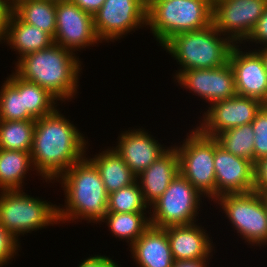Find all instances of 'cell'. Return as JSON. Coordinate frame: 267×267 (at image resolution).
Wrapping results in <instances>:
<instances>
[{
  "instance_id": "30bf717a",
  "label": "cell",
  "mask_w": 267,
  "mask_h": 267,
  "mask_svg": "<svg viewBox=\"0 0 267 267\" xmlns=\"http://www.w3.org/2000/svg\"><path fill=\"white\" fill-rule=\"evenodd\" d=\"M93 20L97 37L101 42H115L124 38L126 34L147 26L145 2L105 0L102 7L93 15Z\"/></svg>"
},
{
  "instance_id": "5b68a950",
  "label": "cell",
  "mask_w": 267,
  "mask_h": 267,
  "mask_svg": "<svg viewBox=\"0 0 267 267\" xmlns=\"http://www.w3.org/2000/svg\"><path fill=\"white\" fill-rule=\"evenodd\" d=\"M212 12L209 0H164L147 10V28L163 46L175 35L211 25Z\"/></svg>"
},
{
  "instance_id": "484cf974",
  "label": "cell",
  "mask_w": 267,
  "mask_h": 267,
  "mask_svg": "<svg viewBox=\"0 0 267 267\" xmlns=\"http://www.w3.org/2000/svg\"><path fill=\"white\" fill-rule=\"evenodd\" d=\"M0 87V120H34L24 111L23 94H20V77L13 72Z\"/></svg>"
},
{
  "instance_id": "7c38bea8",
  "label": "cell",
  "mask_w": 267,
  "mask_h": 267,
  "mask_svg": "<svg viewBox=\"0 0 267 267\" xmlns=\"http://www.w3.org/2000/svg\"><path fill=\"white\" fill-rule=\"evenodd\" d=\"M260 100L240 95L206 106L196 129L205 136L215 138L225 130L250 124L264 106Z\"/></svg>"
},
{
  "instance_id": "ffe728a7",
  "label": "cell",
  "mask_w": 267,
  "mask_h": 267,
  "mask_svg": "<svg viewBox=\"0 0 267 267\" xmlns=\"http://www.w3.org/2000/svg\"><path fill=\"white\" fill-rule=\"evenodd\" d=\"M137 267H172L173 256L165 228L150 226L131 246Z\"/></svg>"
},
{
  "instance_id": "8fae6325",
  "label": "cell",
  "mask_w": 267,
  "mask_h": 267,
  "mask_svg": "<svg viewBox=\"0 0 267 267\" xmlns=\"http://www.w3.org/2000/svg\"><path fill=\"white\" fill-rule=\"evenodd\" d=\"M267 7V0H221L213 5L212 23L234 44H243Z\"/></svg>"
},
{
  "instance_id": "f546056e",
  "label": "cell",
  "mask_w": 267,
  "mask_h": 267,
  "mask_svg": "<svg viewBox=\"0 0 267 267\" xmlns=\"http://www.w3.org/2000/svg\"><path fill=\"white\" fill-rule=\"evenodd\" d=\"M149 206L145 203L141 188L135 180L111 194H108L107 212L136 213L149 212Z\"/></svg>"
},
{
  "instance_id": "7402d4cb",
  "label": "cell",
  "mask_w": 267,
  "mask_h": 267,
  "mask_svg": "<svg viewBox=\"0 0 267 267\" xmlns=\"http://www.w3.org/2000/svg\"><path fill=\"white\" fill-rule=\"evenodd\" d=\"M89 159L98 168L107 194H111L136 180V176L114 150L113 146Z\"/></svg>"
},
{
  "instance_id": "1f68e13d",
  "label": "cell",
  "mask_w": 267,
  "mask_h": 267,
  "mask_svg": "<svg viewBox=\"0 0 267 267\" xmlns=\"http://www.w3.org/2000/svg\"><path fill=\"white\" fill-rule=\"evenodd\" d=\"M7 229L0 224V267L8 265L12 257L17 256L20 243Z\"/></svg>"
},
{
  "instance_id": "5bb4252c",
  "label": "cell",
  "mask_w": 267,
  "mask_h": 267,
  "mask_svg": "<svg viewBox=\"0 0 267 267\" xmlns=\"http://www.w3.org/2000/svg\"><path fill=\"white\" fill-rule=\"evenodd\" d=\"M175 81L181 88L205 100L208 106L237 94L234 72L229 62L217 68L184 70Z\"/></svg>"
},
{
  "instance_id": "d590c367",
  "label": "cell",
  "mask_w": 267,
  "mask_h": 267,
  "mask_svg": "<svg viewBox=\"0 0 267 267\" xmlns=\"http://www.w3.org/2000/svg\"><path fill=\"white\" fill-rule=\"evenodd\" d=\"M12 12V0H0V44L2 43L9 15Z\"/></svg>"
},
{
  "instance_id": "e575fe53",
  "label": "cell",
  "mask_w": 267,
  "mask_h": 267,
  "mask_svg": "<svg viewBox=\"0 0 267 267\" xmlns=\"http://www.w3.org/2000/svg\"><path fill=\"white\" fill-rule=\"evenodd\" d=\"M78 267H121V265H118L116 261L109 256L97 254L83 259Z\"/></svg>"
},
{
  "instance_id": "ac0fdd59",
  "label": "cell",
  "mask_w": 267,
  "mask_h": 267,
  "mask_svg": "<svg viewBox=\"0 0 267 267\" xmlns=\"http://www.w3.org/2000/svg\"><path fill=\"white\" fill-rule=\"evenodd\" d=\"M203 228L197 223L165 228L174 260L212 258L214 243Z\"/></svg>"
},
{
  "instance_id": "ba28073f",
  "label": "cell",
  "mask_w": 267,
  "mask_h": 267,
  "mask_svg": "<svg viewBox=\"0 0 267 267\" xmlns=\"http://www.w3.org/2000/svg\"><path fill=\"white\" fill-rule=\"evenodd\" d=\"M202 197L205 198L179 172L166 191L149 207L151 226L166 228L196 223Z\"/></svg>"
},
{
  "instance_id": "277c9868",
  "label": "cell",
  "mask_w": 267,
  "mask_h": 267,
  "mask_svg": "<svg viewBox=\"0 0 267 267\" xmlns=\"http://www.w3.org/2000/svg\"><path fill=\"white\" fill-rule=\"evenodd\" d=\"M223 36L212 23L204 29L171 37L162 49L179 62L180 69L175 72L173 78L184 70L210 69L227 64L235 44Z\"/></svg>"
},
{
  "instance_id": "e0dca14e",
  "label": "cell",
  "mask_w": 267,
  "mask_h": 267,
  "mask_svg": "<svg viewBox=\"0 0 267 267\" xmlns=\"http://www.w3.org/2000/svg\"><path fill=\"white\" fill-rule=\"evenodd\" d=\"M134 129V130H133ZM122 131L118 136L114 150L120 155L132 173L137 177L169 148L163 146L156 137L145 131V128H133Z\"/></svg>"
},
{
  "instance_id": "7a4b0ae2",
  "label": "cell",
  "mask_w": 267,
  "mask_h": 267,
  "mask_svg": "<svg viewBox=\"0 0 267 267\" xmlns=\"http://www.w3.org/2000/svg\"><path fill=\"white\" fill-rule=\"evenodd\" d=\"M56 181L65 195L64 206H57L59 224L80 219L99 224L106 216L108 194L98 168L88 157L73 164Z\"/></svg>"
},
{
  "instance_id": "8d00e7d4",
  "label": "cell",
  "mask_w": 267,
  "mask_h": 267,
  "mask_svg": "<svg viewBox=\"0 0 267 267\" xmlns=\"http://www.w3.org/2000/svg\"><path fill=\"white\" fill-rule=\"evenodd\" d=\"M86 13L94 15L103 5L105 0H70Z\"/></svg>"
},
{
  "instance_id": "f1b7e54d",
  "label": "cell",
  "mask_w": 267,
  "mask_h": 267,
  "mask_svg": "<svg viewBox=\"0 0 267 267\" xmlns=\"http://www.w3.org/2000/svg\"><path fill=\"white\" fill-rule=\"evenodd\" d=\"M254 131L252 124L241 125L219 133L215 139L229 153L254 163Z\"/></svg>"
},
{
  "instance_id": "83f0119b",
  "label": "cell",
  "mask_w": 267,
  "mask_h": 267,
  "mask_svg": "<svg viewBox=\"0 0 267 267\" xmlns=\"http://www.w3.org/2000/svg\"><path fill=\"white\" fill-rule=\"evenodd\" d=\"M20 94H23L24 111L34 119H39L53 113L58 100L45 88L20 77Z\"/></svg>"
},
{
  "instance_id": "cb8c5ba5",
  "label": "cell",
  "mask_w": 267,
  "mask_h": 267,
  "mask_svg": "<svg viewBox=\"0 0 267 267\" xmlns=\"http://www.w3.org/2000/svg\"><path fill=\"white\" fill-rule=\"evenodd\" d=\"M12 12L24 23L36 26L53 38L56 31V3L47 0H12Z\"/></svg>"
},
{
  "instance_id": "60d3db41",
  "label": "cell",
  "mask_w": 267,
  "mask_h": 267,
  "mask_svg": "<svg viewBox=\"0 0 267 267\" xmlns=\"http://www.w3.org/2000/svg\"><path fill=\"white\" fill-rule=\"evenodd\" d=\"M259 194H261V195H262V197H263V200H264V202H265V205H266V208H267V193H259Z\"/></svg>"
},
{
  "instance_id": "836d02e7",
  "label": "cell",
  "mask_w": 267,
  "mask_h": 267,
  "mask_svg": "<svg viewBox=\"0 0 267 267\" xmlns=\"http://www.w3.org/2000/svg\"><path fill=\"white\" fill-rule=\"evenodd\" d=\"M254 191L267 193V156L254 164Z\"/></svg>"
},
{
  "instance_id": "b9f144b4",
  "label": "cell",
  "mask_w": 267,
  "mask_h": 267,
  "mask_svg": "<svg viewBox=\"0 0 267 267\" xmlns=\"http://www.w3.org/2000/svg\"><path fill=\"white\" fill-rule=\"evenodd\" d=\"M221 0H209L210 4L213 6L214 4H216L217 2H219Z\"/></svg>"
},
{
  "instance_id": "9a60e30c",
  "label": "cell",
  "mask_w": 267,
  "mask_h": 267,
  "mask_svg": "<svg viewBox=\"0 0 267 267\" xmlns=\"http://www.w3.org/2000/svg\"><path fill=\"white\" fill-rule=\"evenodd\" d=\"M235 44L229 56L237 95L255 98L267 105V73L262 55L255 49L243 50Z\"/></svg>"
},
{
  "instance_id": "d4e9b609",
  "label": "cell",
  "mask_w": 267,
  "mask_h": 267,
  "mask_svg": "<svg viewBox=\"0 0 267 267\" xmlns=\"http://www.w3.org/2000/svg\"><path fill=\"white\" fill-rule=\"evenodd\" d=\"M147 213L149 215V212H107L100 224L106 223L112 236L125 240L130 247L151 226Z\"/></svg>"
},
{
  "instance_id": "52a82bcc",
  "label": "cell",
  "mask_w": 267,
  "mask_h": 267,
  "mask_svg": "<svg viewBox=\"0 0 267 267\" xmlns=\"http://www.w3.org/2000/svg\"><path fill=\"white\" fill-rule=\"evenodd\" d=\"M176 146L179 172L211 202L217 199L214 168V138L202 135L195 127ZM182 143V144H181Z\"/></svg>"
},
{
  "instance_id": "4fadbf2b",
  "label": "cell",
  "mask_w": 267,
  "mask_h": 267,
  "mask_svg": "<svg viewBox=\"0 0 267 267\" xmlns=\"http://www.w3.org/2000/svg\"><path fill=\"white\" fill-rule=\"evenodd\" d=\"M53 39L54 43L74 54L102 43L94 28L93 15L70 0L56 3V31Z\"/></svg>"
},
{
  "instance_id": "d6a6232c",
  "label": "cell",
  "mask_w": 267,
  "mask_h": 267,
  "mask_svg": "<svg viewBox=\"0 0 267 267\" xmlns=\"http://www.w3.org/2000/svg\"><path fill=\"white\" fill-rule=\"evenodd\" d=\"M246 42L249 44H252L254 42L256 46L259 43L262 47H259L258 44V49L267 46V7L264 10L262 16L257 21V24L254 27L252 33L243 43V45L247 44Z\"/></svg>"
},
{
  "instance_id": "ab89813d",
  "label": "cell",
  "mask_w": 267,
  "mask_h": 267,
  "mask_svg": "<svg viewBox=\"0 0 267 267\" xmlns=\"http://www.w3.org/2000/svg\"><path fill=\"white\" fill-rule=\"evenodd\" d=\"M164 0H144L146 10H148L153 4Z\"/></svg>"
},
{
  "instance_id": "6da1fadb",
  "label": "cell",
  "mask_w": 267,
  "mask_h": 267,
  "mask_svg": "<svg viewBox=\"0 0 267 267\" xmlns=\"http://www.w3.org/2000/svg\"><path fill=\"white\" fill-rule=\"evenodd\" d=\"M70 121L59 108L36 119L30 153L37 175L45 182L57 183L60 175L87 155L88 139Z\"/></svg>"
},
{
  "instance_id": "3957f363",
  "label": "cell",
  "mask_w": 267,
  "mask_h": 267,
  "mask_svg": "<svg viewBox=\"0 0 267 267\" xmlns=\"http://www.w3.org/2000/svg\"><path fill=\"white\" fill-rule=\"evenodd\" d=\"M82 62L76 54L54 43L21 58L14 67L22 79L45 88L58 101H72L78 94Z\"/></svg>"
},
{
  "instance_id": "8992f818",
  "label": "cell",
  "mask_w": 267,
  "mask_h": 267,
  "mask_svg": "<svg viewBox=\"0 0 267 267\" xmlns=\"http://www.w3.org/2000/svg\"><path fill=\"white\" fill-rule=\"evenodd\" d=\"M0 224L20 241L21 235L59 224L57 205L23 189L0 191Z\"/></svg>"
},
{
  "instance_id": "7bdbcfd3",
  "label": "cell",
  "mask_w": 267,
  "mask_h": 267,
  "mask_svg": "<svg viewBox=\"0 0 267 267\" xmlns=\"http://www.w3.org/2000/svg\"><path fill=\"white\" fill-rule=\"evenodd\" d=\"M47 1H52V2L57 3V2H61V1H69V0H47Z\"/></svg>"
},
{
  "instance_id": "74e56055",
  "label": "cell",
  "mask_w": 267,
  "mask_h": 267,
  "mask_svg": "<svg viewBox=\"0 0 267 267\" xmlns=\"http://www.w3.org/2000/svg\"><path fill=\"white\" fill-rule=\"evenodd\" d=\"M210 259L174 260L172 267H207Z\"/></svg>"
},
{
  "instance_id": "f35d334b",
  "label": "cell",
  "mask_w": 267,
  "mask_h": 267,
  "mask_svg": "<svg viewBox=\"0 0 267 267\" xmlns=\"http://www.w3.org/2000/svg\"><path fill=\"white\" fill-rule=\"evenodd\" d=\"M256 50L262 55L265 71L267 73V46Z\"/></svg>"
},
{
  "instance_id": "4dcf8cb0",
  "label": "cell",
  "mask_w": 267,
  "mask_h": 267,
  "mask_svg": "<svg viewBox=\"0 0 267 267\" xmlns=\"http://www.w3.org/2000/svg\"><path fill=\"white\" fill-rule=\"evenodd\" d=\"M254 131V164L267 156V105H264L251 122Z\"/></svg>"
},
{
  "instance_id": "2e32d148",
  "label": "cell",
  "mask_w": 267,
  "mask_h": 267,
  "mask_svg": "<svg viewBox=\"0 0 267 267\" xmlns=\"http://www.w3.org/2000/svg\"><path fill=\"white\" fill-rule=\"evenodd\" d=\"M214 168L217 198L223 194L254 191V163L229 153L215 138Z\"/></svg>"
},
{
  "instance_id": "603a6c76",
  "label": "cell",
  "mask_w": 267,
  "mask_h": 267,
  "mask_svg": "<svg viewBox=\"0 0 267 267\" xmlns=\"http://www.w3.org/2000/svg\"><path fill=\"white\" fill-rule=\"evenodd\" d=\"M30 170L35 171L30 151L0 149V191L24 189Z\"/></svg>"
},
{
  "instance_id": "d6986e66",
  "label": "cell",
  "mask_w": 267,
  "mask_h": 267,
  "mask_svg": "<svg viewBox=\"0 0 267 267\" xmlns=\"http://www.w3.org/2000/svg\"><path fill=\"white\" fill-rule=\"evenodd\" d=\"M179 173V156L174 146L161 155L136 180L145 203L150 207L168 188Z\"/></svg>"
},
{
  "instance_id": "44dd1931",
  "label": "cell",
  "mask_w": 267,
  "mask_h": 267,
  "mask_svg": "<svg viewBox=\"0 0 267 267\" xmlns=\"http://www.w3.org/2000/svg\"><path fill=\"white\" fill-rule=\"evenodd\" d=\"M2 42L18 53L16 64L24 56L50 47L54 39L44 30L22 22L11 12Z\"/></svg>"
},
{
  "instance_id": "4316f807",
  "label": "cell",
  "mask_w": 267,
  "mask_h": 267,
  "mask_svg": "<svg viewBox=\"0 0 267 267\" xmlns=\"http://www.w3.org/2000/svg\"><path fill=\"white\" fill-rule=\"evenodd\" d=\"M36 120H0V149L31 151Z\"/></svg>"
},
{
  "instance_id": "9c48e42d",
  "label": "cell",
  "mask_w": 267,
  "mask_h": 267,
  "mask_svg": "<svg viewBox=\"0 0 267 267\" xmlns=\"http://www.w3.org/2000/svg\"><path fill=\"white\" fill-rule=\"evenodd\" d=\"M214 203L245 243L259 247L267 245V208L261 194L256 191L223 194Z\"/></svg>"
}]
</instances>
